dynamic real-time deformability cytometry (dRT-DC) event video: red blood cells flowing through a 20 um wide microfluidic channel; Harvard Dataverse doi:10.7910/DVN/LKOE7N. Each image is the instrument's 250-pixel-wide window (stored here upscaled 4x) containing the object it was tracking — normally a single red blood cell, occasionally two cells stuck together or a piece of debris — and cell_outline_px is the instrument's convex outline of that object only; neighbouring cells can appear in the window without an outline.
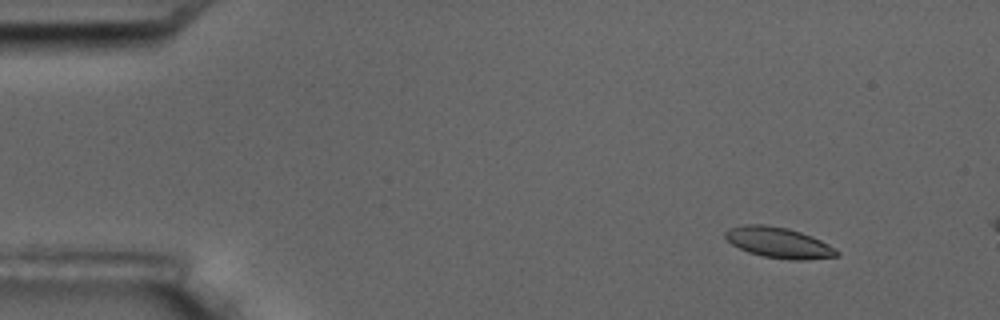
{"species": "common noctule bat (a hibernating species)", "species_latin": "Nyctalus noctula", "temperature_condition": "room temperature", "stored_images_in_passage": 4, "camera_frame_rate_fps": 3000, "um_per_image_px": 0.085, "animal": {"sex": "male", "body_mass_g": 17.5, "forearm_length_mm": 52.3}, "frame": {"image": 1, "passage_image": 2, "time_ms": 1.333, "image_size_px": [1000, 320], "cell_outline_px": [[840, 252], [836, 256], [808, 260], [792, 260], [764, 256], [748, 252], [732, 244], [724, 236], [724, 232], [728, 228], [744, 224], [764, 224], [788, 228], [812, 236], [828, 244]], "centroid_in_image_um": [66.17, 20.61], "position_along_channel_um": 18.8, "area_um2": 19.88}}